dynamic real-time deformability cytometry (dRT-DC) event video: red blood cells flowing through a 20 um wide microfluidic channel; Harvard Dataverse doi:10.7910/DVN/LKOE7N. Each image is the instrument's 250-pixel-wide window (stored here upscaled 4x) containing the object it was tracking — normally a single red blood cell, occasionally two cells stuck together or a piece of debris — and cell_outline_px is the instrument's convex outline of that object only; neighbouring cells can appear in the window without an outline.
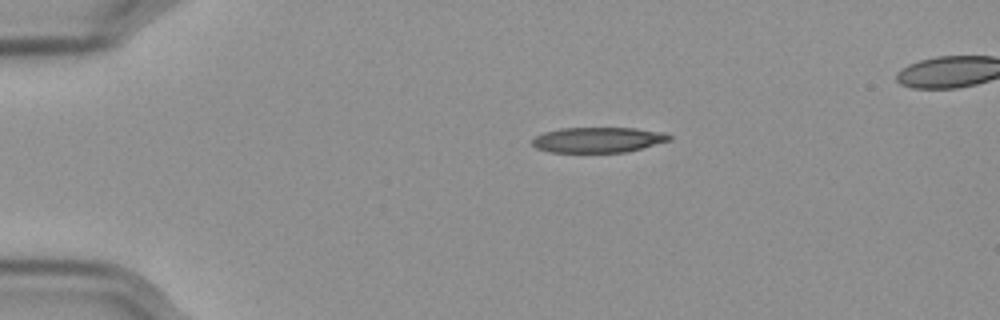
{"species": "Egyptian fruit bat (a non-hibernating species)", "species_latin": "Rousettus aegyptiacus", "temperature_condition": "cold", "stored_images_in_passage": 47, "camera_frame_rate_fps": 3000, "um_per_image_px": 0.085, "frame": {"image": 1, "passage_image": 1, "time_ms": 0.0, "image_size_px": [1000, 320], "cell_outline_px": [[672, 140], [624, 152], [552, 152], [536, 148], [532, 144], [532, 140], [536, 136], [544, 132], [560, 128], [636, 128], [664, 132], [672, 136]], "centroid_in_image_um": [50.84, 11.88], "position_along_channel_um": 34.2, "area_um2": 20.17}}
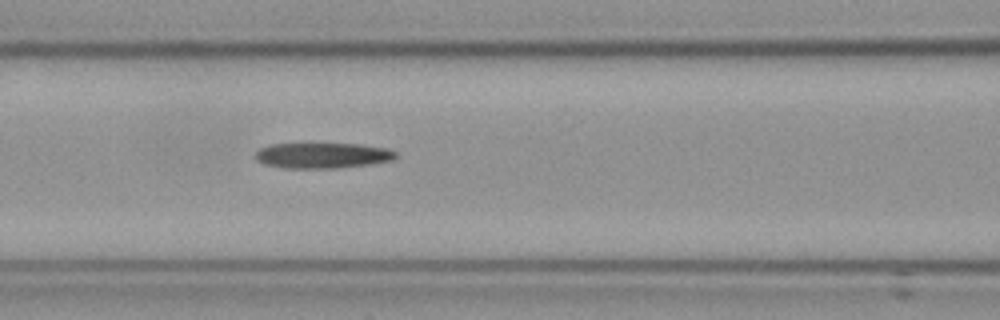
{"frame": {"image": 2, "passage_image": 14, "time_ms": 4.333, "image_size_px": [1000, 320], "cell_outline_px": [[396, 156], [392, 160], [368, 164], [336, 168], [284, 168], [264, 164], [256, 160], [252, 156], [260, 148], [268, 144], [360, 144], [388, 148], [396, 152]], "centroid_in_image_um": [27.36, 13.21], "position_along_channel_um": 139.2, "area_um2": 20.92}}
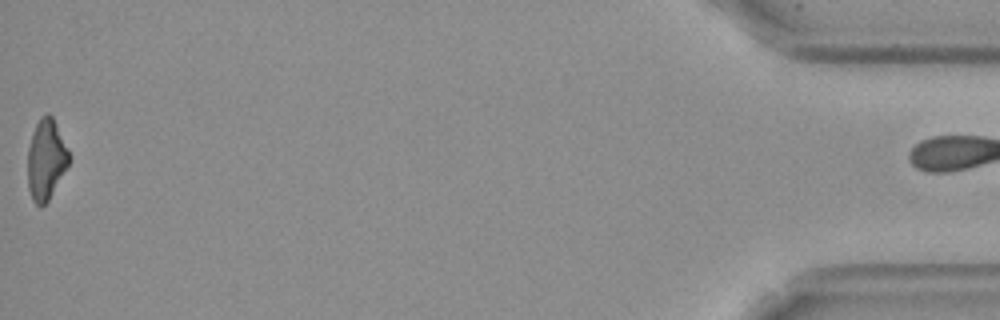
{"frame": {"image": 3, "passage_image": 46, "time_ms": 15.0, "image_size_px": [1000, 320], "cell_outline_px": [[68, 164], [48, 200], [40, 208], [32, 200], [28, 188], [28, 148], [32, 132], [40, 116], [48, 112], [52, 116], [68, 152]], "centroid_in_image_um": [3.87, 13.56], "position_along_channel_um": 431.3, "area_um2": 18.9}}